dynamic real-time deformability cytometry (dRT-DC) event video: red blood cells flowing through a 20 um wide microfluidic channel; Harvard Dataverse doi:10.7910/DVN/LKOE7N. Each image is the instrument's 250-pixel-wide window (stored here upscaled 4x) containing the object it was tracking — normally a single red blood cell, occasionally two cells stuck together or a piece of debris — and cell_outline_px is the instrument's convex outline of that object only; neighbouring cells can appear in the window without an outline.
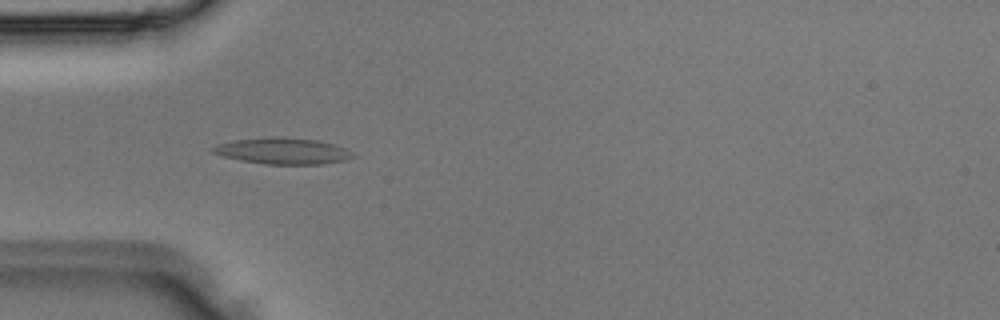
{"species": "Egyptian fruit bat (a non-hibernating species)", "species_latin": "Rousettus aegyptiacus", "temperature_condition": "room temperature", "stored_images_in_passage": 4, "camera_frame_rate_fps": 3000, "um_per_image_px": 0.085, "animal": {"sex": "male"}, "frame": {"image": 1, "passage_image": 3, "time_ms": 0.667, "image_size_px": [1000, 320], "cell_outline_px": [[356, 156], [344, 160], [324, 164], [264, 164], [240, 160], [224, 156], [212, 152], [208, 148], [216, 144], [232, 140], [272, 136], [280, 136], [320, 140], [344, 148], [352, 152]], "centroid_in_image_um": [23.99, 12.82], "position_along_channel_um": 61.0, "area_um2": 21.68}}
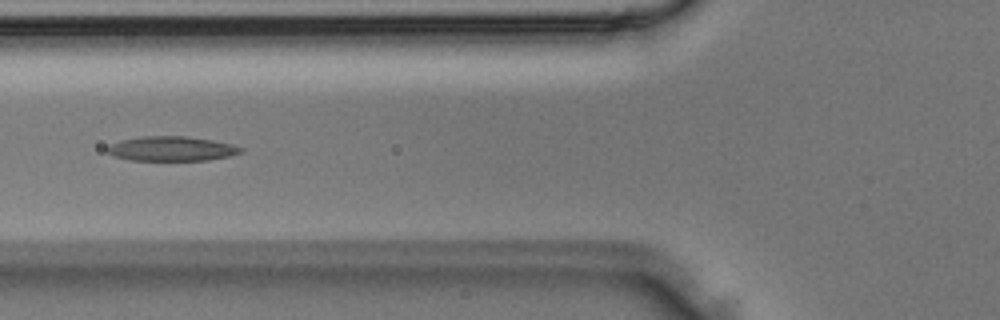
{"frame": {"image": 2, "passage_image": 4, "time_ms": 1.0, "image_size_px": [1000, 320], "cell_outline_px": [[244, 152], [228, 156], [208, 160], [128, 160], [112, 156], [104, 148], [108, 144], [120, 140], [140, 136], [184, 136], [212, 140], [232, 144], [244, 148]], "centroid_in_image_um": [14.53, 12.63], "position_along_channel_um": 111.3, "area_um2": 19.36}}